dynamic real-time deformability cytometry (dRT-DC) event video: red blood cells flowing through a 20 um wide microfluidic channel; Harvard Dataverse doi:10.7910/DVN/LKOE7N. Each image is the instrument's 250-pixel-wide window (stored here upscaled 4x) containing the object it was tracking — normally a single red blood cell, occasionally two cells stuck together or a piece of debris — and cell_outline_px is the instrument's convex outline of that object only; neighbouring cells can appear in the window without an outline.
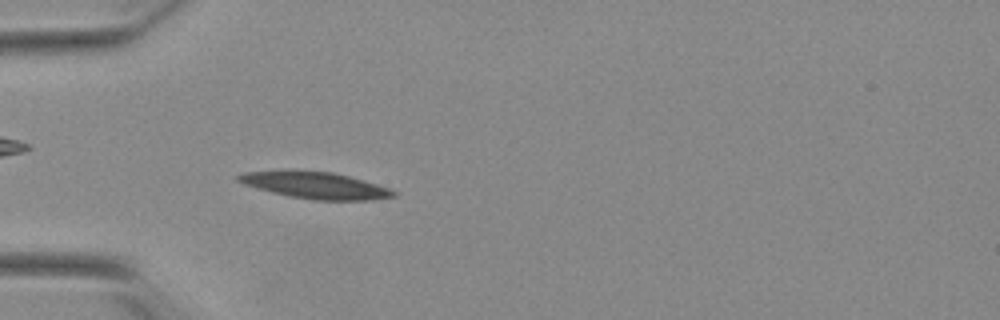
{"species": "Egyptian fruit bat (a non-hibernating species)", "species_latin": "Rousettus aegyptiacus", "temperature_condition": "warm", "stored_images_in_passage": 54, "camera_frame_rate_fps": 3000, "um_per_image_px": 0.085, "animal": {"sex": "female"}, "frame": {"image": 1, "passage_image": 17, "time_ms": 5.333, "image_size_px": [1000, 320], "cell_outline_px": [[396, 196], [372, 200], [312, 200], [272, 192], [244, 184], [236, 180], [236, 176], [244, 172], [284, 168], [288, 168], [332, 172], [348, 176], [376, 184], [388, 188], [396, 192]], "centroid_in_image_um": [26.72, 15.71], "position_along_channel_um": 58.3, "area_um2": 24.51}}
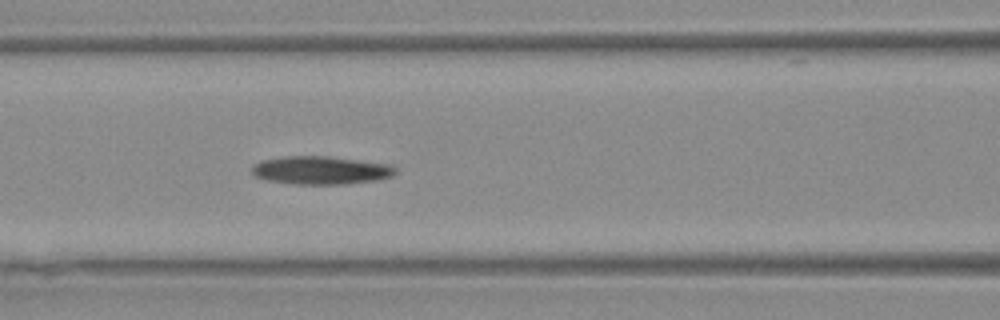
{"frame": {"image": 2, "passage_image": 24, "time_ms": 7.667, "image_size_px": [1000, 320], "cell_outline_px": [[396, 172], [392, 176], [376, 180], [344, 184], [292, 184], [268, 180], [256, 176], [252, 172], [252, 164], [260, 160], [284, 156], [328, 156], [388, 164], [396, 168]], "centroid_in_image_um": [27.23, 14.47], "position_along_channel_um": 139.4, "area_um2": 23.52}}
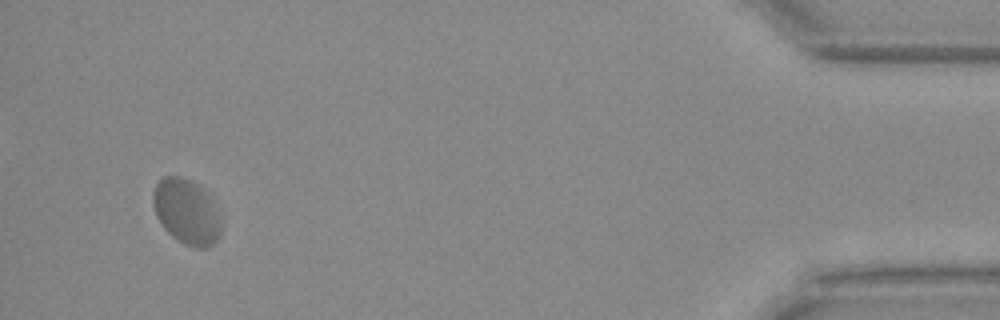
{"frame": {"image": 3, "passage_image": 52, "time_ms": 17.0, "image_size_px": [1000, 320], "cell_outline_px": [[220, 236], [212, 244], [204, 248], [196, 248], [184, 244], [172, 236], [164, 228], [156, 216], [152, 204], [152, 192], [156, 184], [164, 176], [176, 176], [200, 184], [212, 200], [220, 216]], "centroid_in_image_um": [15.84, 17.99], "position_along_channel_um": 419.4, "area_um2": 25.89}, "authors_computed_cell_mechanics": {"area_um2": 24.2471, "velocity_mm_per_s": 3.7692, "shape_relaxation_time_tau1_ms": null, "shape_relaxation_time_tau2_ms": 2.7528, "deformation_change_tau1": null, "deformation_change_tau2": 0.0667}}